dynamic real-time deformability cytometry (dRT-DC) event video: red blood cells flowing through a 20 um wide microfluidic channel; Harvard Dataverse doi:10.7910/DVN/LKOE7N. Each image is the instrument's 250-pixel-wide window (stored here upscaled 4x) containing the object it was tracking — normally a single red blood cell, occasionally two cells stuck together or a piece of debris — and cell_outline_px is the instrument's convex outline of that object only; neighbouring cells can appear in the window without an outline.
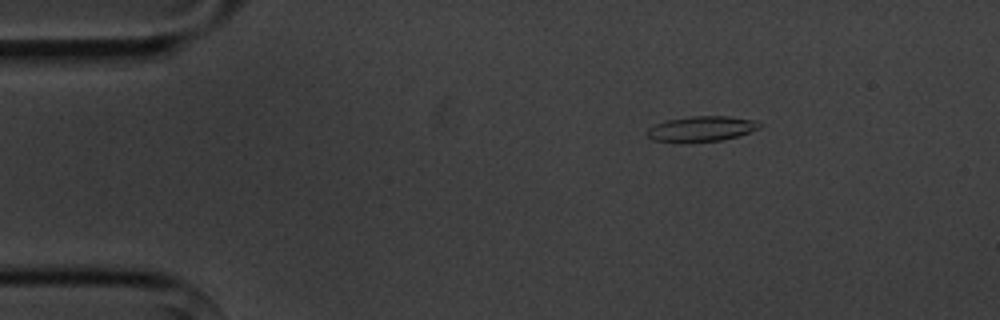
{"species": "common noctule bat (a hibernating species)", "species_latin": "Nyctalus noctula", "temperature_condition": "cold", "stored_images_in_passage": 4, "camera_frame_rate_fps": 3000, "um_per_image_px": 0.085, "animal": {"sex": "male", "body_mass_g": 20.1, "forearm_length_mm": 53.5}, "frame": {"image": 1, "passage_image": 2, "time_ms": 1.333, "image_size_px": [1000, 320], "cell_outline_px": [[764, 124], [760, 128], [724, 140], [652, 140], [648, 136], [648, 128], [656, 124], [668, 120], [692, 116], [728, 116], [752, 120]], "centroid_in_image_um": [59.68, 10.91], "position_along_channel_um": 25.3, "area_um2": 15.78}}